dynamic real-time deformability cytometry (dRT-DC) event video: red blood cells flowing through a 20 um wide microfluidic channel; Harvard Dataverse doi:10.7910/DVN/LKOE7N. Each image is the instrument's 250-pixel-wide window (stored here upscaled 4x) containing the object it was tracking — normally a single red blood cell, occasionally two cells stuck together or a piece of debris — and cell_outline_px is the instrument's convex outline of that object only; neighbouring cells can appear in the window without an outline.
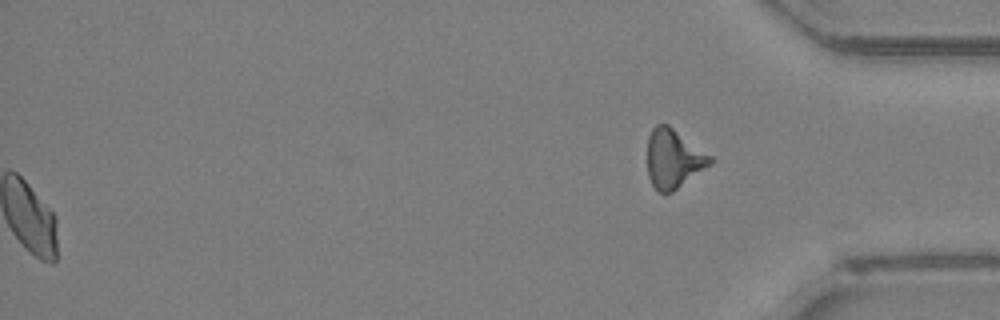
{"species": "Egyptian fruit bat (a non-hibernating species)", "species_latin": "Rousettus aegyptiacus", "temperature_condition": "room temperature", "stored_images_in_passage": 49, "segment_of_instrument_passage": [2, 2], "camera_frame_rate_fps": 3000, "um_per_image_px": 0.085, "animal": {"sex": "female"}, "frame": {"image": 1, "passage_image": 49, "time_ms": 16.0, "image_size_px": [1000, 320], "cell_outline_px": [[716, 160], [712, 164], [672, 192], [660, 192], [652, 184], [648, 176], [648, 136], [652, 128], [656, 124], [668, 124], [712, 156]], "centroid_in_image_um": [57.27, 13.47], "position_along_channel_um": 377.9, "area_um2": 21.56}}